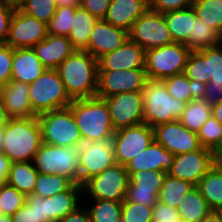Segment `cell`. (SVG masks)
Segmentation results:
<instances>
[{
    "label": "cell",
    "instance_id": "1",
    "mask_svg": "<svg viewBox=\"0 0 222 222\" xmlns=\"http://www.w3.org/2000/svg\"><path fill=\"white\" fill-rule=\"evenodd\" d=\"M56 70L72 100L96 96L98 60L89 52L75 50Z\"/></svg>",
    "mask_w": 222,
    "mask_h": 222
},
{
    "label": "cell",
    "instance_id": "2",
    "mask_svg": "<svg viewBox=\"0 0 222 222\" xmlns=\"http://www.w3.org/2000/svg\"><path fill=\"white\" fill-rule=\"evenodd\" d=\"M68 108L72 111L83 143L112 139L115 128L103 98L74 99Z\"/></svg>",
    "mask_w": 222,
    "mask_h": 222
},
{
    "label": "cell",
    "instance_id": "3",
    "mask_svg": "<svg viewBox=\"0 0 222 222\" xmlns=\"http://www.w3.org/2000/svg\"><path fill=\"white\" fill-rule=\"evenodd\" d=\"M2 153L11 161L29 162L42 144L41 127L37 116L29 118H11L4 127Z\"/></svg>",
    "mask_w": 222,
    "mask_h": 222
},
{
    "label": "cell",
    "instance_id": "4",
    "mask_svg": "<svg viewBox=\"0 0 222 222\" xmlns=\"http://www.w3.org/2000/svg\"><path fill=\"white\" fill-rule=\"evenodd\" d=\"M144 123L154 128L179 120L185 109V102L171 96L162 80L148 79L142 90Z\"/></svg>",
    "mask_w": 222,
    "mask_h": 222
},
{
    "label": "cell",
    "instance_id": "5",
    "mask_svg": "<svg viewBox=\"0 0 222 222\" xmlns=\"http://www.w3.org/2000/svg\"><path fill=\"white\" fill-rule=\"evenodd\" d=\"M29 89L30 103L36 116L67 108L72 103L56 69H45L34 82L29 84Z\"/></svg>",
    "mask_w": 222,
    "mask_h": 222
},
{
    "label": "cell",
    "instance_id": "6",
    "mask_svg": "<svg viewBox=\"0 0 222 222\" xmlns=\"http://www.w3.org/2000/svg\"><path fill=\"white\" fill-rule=\"evenodd\" d=\"M41 127L42 143L60 147L82 145V137L72 111L67 107L37 116Z\"/></svg>",
    "mask_w": 222,
    "mask_h": 222
},
{
    "label": "cell",
    "instance_id": "7",
    "mask_svg": "<svg viewBox=\"0 0 222 222\" xmlns=\"http://www.w3.org/2000/svg\"><path fill=\"white\" fill-rule=\"evenodd\" d=\"M78 146L60 147L42 143L32 163L38 173L63 175L79 184Z\"/></svg>",
    "mask_w": 222,
    "mask_h": 222
},
{
    "label": "cell",
    "instance_id": "8",
    "mask_svg": "<svg viewBox=\"0 0 222 222\" xmlns=\"http://www.w3.org/2000/svg\"><path fill=\"white\" fill-rule=\"evenodd\" d=\"M191 52L185 44L176 42L145 50L147 79L162 80L169 76L184 73Z\"/></svg>",
    "mask_w": 222,
    "mask_h": 222
},
{
    "label": "cell",
    "instance_id": "9",
    "mask_svg": "<svg viewBox=\"0 0 222 222\" xmlns=\"http://www.w3.org/2000/svg\"><path fill=\"white\" fill-rule=\"evenodd\" d=\"M129 182L126 167L115 163L82 184L83 199L123 202Z\"/></svg>",
    "mask_w": 222,
    "mask_h": 222
},
{
    "label": "cell",
    "instance_id": "10",
    "mask_svg": "<svg viewBox=\"0 0 222 222\" xmlns=\"http://www.w3.org/2000/svg\"><path fill=\"white\" fill-rule=\"evenodd\" d=\"M128 36L145 50L173 43L164 15L149 8L136 19Z\"/></svg>",
    "mask_w": 222,
    "mask_h": 222
},
{
    "label": "cell",
    "instance_id": "11",
    "mask_svg": "<svg viewBox=\"0 0 222 222\" xmlns=\"http://www.w3.org/2000/svg\"><path fill=\"white\" fill-rule=\"evenodd\" d=\"M154 140V129L145 123L115 131L112 137L115 162L125 166Z\"/></svg>",
    "mask_w": 222,
    "mask_h": 222
},
{
    "label": "cell",
    "instance_id": "12",
    "mask_svg": "<svg viewBox=\"0 0 222 222\" xmlns=\"http://www.w3.org/2000/svg\"><path fill=\"white\" fill-rule=\"evenodd\" d=\"M109 109L115 131L144 123L142 91H132L103 98Z\"/></svg>",
    "mask_w": 222,
    "mask_h": 222
},
{
    "label": "cell",
    "instance_id": "13",
    "mask_svg": "<svg viewBox=\"0 0 222 222\" xmlns=\"http://www.w3.org/2000/svg\"><path fill=\"white\" fill-rule=\"evenodd\" d=\"M147 80L145 69L98 70L96 96L104 98L125 92L142 91Z\"/></svg>",
    "mask_w": 222,
    "mask_h": 222
},
{
    "label": "cell",
    "instance_id": "14",
    "mask_svg": "<svg viewBox=\"0 0 222 222\" xmlns=\"http://www.w3.org/2000/svg\"><path fill=\"white\" fill-rule=\"evenodd\" d=\"M79 148V184L81 185L90 177L116 163L112 139L85 142Z\"/></svg>",
    "mask_w": 222,
    "mask_h": 222
},
{
    "label": "cell",
    "instance_id": "15",
    "mask_svg": "<svg viewBox=\"0 0 222 222\" xmlns=\"http://www.w3.org/2000/svg\"><path fill=\"white\" fill-rule=\"evenodd\" d=\"M47 35V24L24 13L21 9H15L6 44L12 48H32Z\"/></svg>",
    "mask_w": 222,
    "mask_h": 222
},
{
    "label": "cell",
    "instance_id": "16",
    "mask_svg": "<svg viewBox=\"0 0 222 222\" xmlns=\"http://www.w3.org/2000/svg\"><path fill=\"white\" fill-rule=\"evenodd\" d=\"M165 176V172L157 170L132 172L129 175L130 182L124 200L153 208L158 202Z\"/></svg>",
    "mask_w": 222,
    "mask_h": 222
},
{
    "label": "cell",
    "instance_id": "17",
    "mask_svg": "<svg viewBox=\"0 0 222 222\" xmlns=\"http://www.w3.org/2000/svg\"><path fill=\"white\" fill-rule=\"evenodd\" d=\"M154 139L174 155L193 152L202 146L196 132L188 130L179 120L153 128Z\"/></svg>",
    "mask_w": 222,
    "mask_h": 222
},
{
    "label": "cell",
    "instance_id": "18",
    "mask_svg": "<svg viewBox=\"0 0 222 222\" xmlns=\"http://www.w3.org/2000/svg\"><path fill=\"white\" fill-rule=\"evenodd\" d=\"M213 152L201 147L199 150L175 155L169 175L197 185L213 167Z\"/></svg>",
    "mask_w": 222,
    "mask_h": 222
},
{
    "label": "cell",
    "instance_id": "19",
    "mask_svg": "<svg viewBox=\"0 0 222 222\" xmlns=\"http://www.w3.org/2000/svg\"><path fill=\"white\" fill-rule=\"evenodd\" d=\"M145 69V49L130 38L98 59V70Z\"/></svg>",
    "mask_w": 222,
    "mask_h": 222
},
{
    "label": "cell",
    "instance_id": "20",
    "mask_svg": "<svg viewBox=\"0 0 222 222\" xmlns=\"http://www.w3.org/2000/svg\"><path fill=\"white\" fill-rule=\"evenodd\" d=\"M129 38L128 32L116 27L104 19H98L91 33L85 51L97 60L104 54L119 48Z\"/></svg>",
    "mask_w": 222,
    "mask_h": 222
},
{
    "label": "cell",
    "instance_id": "21",
    "mask_svg": "<svg viewBox=\"0 0 222 222\" xmlns=\"http://www.w3.org/2000/svg\"><path fill=\"white\" fill-rule=\"evenodd\" d=\"M174 160L175 155L154 140L147 149L130 160L125 167L128 175L141 170H157L168 174Z\"/></svg>",
    "mask_w": 222,
    "mask_h": 222
},
{
    "label": "cell",
    "instance_id": "22",
    "mask_svg": "<svg viewBox=\"0 0 222 222\" xmlns=\"http://www.w3.org/2000/svg\"><path fill=\"white\" fill-rule=\"evenodd\" d=\"M29 84L10 80L3 85L0 96L11 118L35 117L30 103Z\"/></svg>",
    "mask_w": 222,
    "mask_h": 222
},
{
    "label": "cell",
    "instance_id": "23",
    "mask_svg": "<svg viewBox=\"0 0 222 222\" xmlns=\"http://www.w3.org/2000/svg\"><path fill=\"white\" fill-rule=\"evenodd\" d=\"M32 49L46 69H56L76 50L67 36L50 34Z\"/></svg>",
    "mask_w": 222,
    "mask_h": 222
},
{
    "label": "cell",
    "instance_id": "24",
    "mask_svg": "<svg viewBox=\"0 0 222 222\" xmlns=\"http://www.w3.org/2000/svg\"><path fill=\"white\" fill-rule=\"evenodd\" d=\"M148 8V0H111L104 20L129 32L136 19Z\"/></svg>",
    "mask_w": 222,
    "mask_h": 222
},
{
    "label": "cell",
    "instance_id": "25",
    "mask_svg": "<svg viewBox=\"0 0 222 222\" xmlns=\"http://www.w3.org/2000/svg\"><path fill=\"white\" fill-rule=\"evenodd\" d=\"M45 69L32 48H13L11 80L30 84Z\"/></svg>",
    "mask_w": 222,
    "mask_h": 222
},
{
    "label": "cell",
    "instance_id": "26",
    "mask_svg": "<svg viewBox=\"0 0 222 222\" xmlns=\"http://www.w3.org/2000/svg\"><path fill=\"white\" fill-rule=\"evenodd\" d=\"M82 197V198H81ZM83 203V188L74 183L68 190L48 197L49 220L58 222Z\"/></svg>",
    "mask_w": 222,
    "mask_h": 222
},
{
    "label": "cell",
    "instance_id": "27",
    "mask_svg": "<svg viewBox=\"0 0 222 222\" xmlns=\"http://www.w3.org/2000/svg\"><path fill=\"white\" fill-rule=\"evenodd\" d=\"M163 15L173 42L186 44L189 34H193V27L197 18L194 8L191 6L186 9L167 12Z\"/></svg>",
    "mask_w": 222,
    "mask_h": 222
},
{
    "label": "cell",
    "instance_id": "28",
    "mask_svg": "<svg viewBox=\"0 0 222 222\" xmlns=\"http://www.w3.org/2000/svg\"><path fill=\"white\" fill-rule=\"evenodd\" d=\"M181 222H200L213 210L199 189L194 186L183 198L177 207Z\"/></svg>",
    "mask_w": 222,
    "mask_h": 222
},
{
    "label": "cell",
    "instance_id": "29",
    "mask_svg": "<svg viewBox=\"0 0 222 222\" xmlns=\"http://www.w3.org/2000/svg\"><path fill=\"white\" fill-rule=\"evenodd\" d=\"M97 20L96 17L81 7L75 9L68 39L76 50L86 49L90 40V33Z\"/></svg>",
    "mask_w": 222,
    "mask_h": 222
},
{
    "label": "cell",
    "instance_id": "30",
    "mask_svg": "<svg viewBox=\"0 0 222 222\" xmlns=\"http://www.w3.org/2000/svg\"><path fill=\"white\" fill-rule=\"evenodd\" d=\"M37 175L38 171L32 161L11 163L7 184L27 196L34 191Z\"/></svg>",
    "mask_w": 222,
    "mask_h": 222
},
{
    "label": "cell",
    "instance_id": "31",
    "mask_svg": "<svg viewBox=\"0 0 222 222\" xmlns=\"http://www.w3.org/2000/svg\"><path fill=\"white\" fill-rule=\"evenodd\" d=\"M196 187L213 211L222 207V168L213 165Z\"/></svg>",
    "mask_w": 222,
    "mask_h": 222
},
{
    "label": "cell",
    "instance_id": "32",
    "mask_svg": "<svg viewBox=\"0 0 222 222\" xmlns=\"http://www.w3.org/2000/svg\"><path fill=\"white\" fill-rule=\"evenodd\" d=\"M211 116V105L199 96L185 105L179 121L188 130L198 133L203 124Z\"/></svg>",
    "mask_w": 222,
    "mask_h": 222
},
{
    "label": "cell",
    "instance_id": "33",
    "mask_svg": "<svg viewBox=\"0 0 222 222\" xmlns=\"http://www.w3.org/2000/svg\"><path fill=\"white\" fill-rule=\"evenodd\" d=\"M192 183L166 174L158 195V201L177 208L185 195L194 187Z\"/></svg>",
    "mask_w": 222,
    "mask_h": 222
},
{
    "label": "cell",
    "instance_id": "34",
    "mask_svg": "<svg viewBox=\"0 0 222 222\" xmlns=\"http://www.w3.org/2000/svg\"><path fill=\"white\" fill-rule=\"evenodd\" d=\"M83 204H86L85 207L89 212L91 222H116L121 216L122 202L84 199Z\"/></svg>",
    "mask_w": 222,
    "mask_h": 222
},
{
    "label": "cell",
    "instance_id": "35",
    "mask_svg": "<svg viewBox=\"0 0 222 222\" xmlns=\"http://www.w3.org/2000/svg\"><path fill=\"white\" fill-rule=\"evenodd\" d=\"M219 36L220 33L217 30L197 17L193 27V34H189L185 46L191 51L213 47L218 45Z\"/></svg>",
    "mask_w": 222,
    "mask_h": 222
},
{
    "label": "cell",
    "instance_id": "36",
    "mask_svg": "<svg viewBox=\"0 0 222 222\" xmlns=\"http://www.w3.org/2000/svg\"><path fill=\"white\" fill-rule=\"evenodd\" d=\"M168 93L179 101H192L199 97V88L184 74H177L162 79Z\"/></svg>",
    "mask_w": 222,
    "mask_h": 222
},
{
    "label": "cell",
    "instance_id": "37",
    "mask_svg": "<svg viewBox=\"0 0 222 222\" xmlns=\"http://www.w3.org/2000/svg\"><path fill=\"white\" fill-rule=\"evenodd\" d=\"M75 182L63 175L38 173L37 181L32 194L41 197H52L55 194L68 190Z\"/></svg>",
    "mask_w": 222,
    "mask_h": 222
},
{
    "label": "cell",
    "instance_id": "38",
    "mask_svg": "<svg viewBox=\"0 0 222 222\" xmlns=\"http://www.w3.org/2000/svg\"><path fill=\"white\" fill-rule=\"evenodd\" d=\"M197 17L222 34V0H193Z\"/></svg>",
    "mask_w": 222,
    "mask_h": 222
},
{
    "label": "cell",
    "instance_id": "39",
    "mask_svg": "<svg viewBox=\"0 0 222 222\" xmlns=\"http://www.w3.org/2000/svg\"><path fill=\"white\" fill-rule=\"evenodd\" d=\"M199 52L203 55L204 86L211 80L222 81V49L215 45Z\"/></svg>",
    "mask_w": 222,
    "mask_h": 222
},
{
    "label": "cell",
    "instance_id": "40",
    "mask_svg": "<svg viewBox=\"0 0 222 222\" xmlns=\"http://www.w3.org/2000/svg\"><path fill=\"white\" fill-rule=\"evenodd\" d=\"M27 196L15 187L4 184L0 187V213L13 215L26 202Z\"/></svg>",
    "mask_w": 222,
    "mask_h": 222
},
{
    "label": "cell",
    "instance_id": "41",
    "mask_svg": "<svg viewBox=\"0 0 222 222\" xmlns=\"http://www.w3.org/2000/svg\"><path fill=\"white\" fill-rule=\"evenodd\" d=\"M76 8L57 7L54 16L47 24L48 34L68 37Z\"/></svg>",
    "mask_w": 222,
    "mask_h": 222
},
{
    "label": "cell",
    "instance_id": "42",
    "mask_svg": "<svg viewBox=\"0 0 222 222\" xmlns=\"http://www.w3.org/2000/svg\"><path fill=\"white\" fill-rule=\"evenodd\" d=\"M197 135L201 146L213 152L222 141V124L211 116L200 128Z\"/></svg>",
    "mask_w": 222,
    "mask_h": 222
},
{
    "label": "cell",
    "instance_id": "43",
    "mask_svg": "<svg viewBox=\"0 0 222 222\" xmlns=\"http://www.w3.org/2000/svg\"><path fill=\"white\" fill-rule=\"evenodd\" d=\"M55 0H26L20 8L24 13L48 24L56 12Z\"/></svg>",
    "mask_w": 222,
    "mask_h": 222
},
{
    "label": "cell",
    "instance_id": "44",
    "mask_svg": "<svg viewBox=\"0 0 222 222\" xmlns=\"http://www.w3.org/2000/svg\"><path fill=\"white\" fill-rule=\"evenodd\" d=\"M121 217L125 222H152V207L124 200Z\"/></svg>",
    "mask_w": 222,
    "mask_h": 222
},
{
    "label": "cell",
    "instance_id": "45",
    "mask_svg": "<svg viewBox=\"0 0 222 222\" xmlns=\"http://www.w3.org/2000/svg\"><path fill=\"white\" fill-rule=\"evenodd\" d=\"M184 74L201 89L204 86L203 55L199 51H192L188 57Z\"/></svg>",
    "mask_w": 222,
    "mask_h": 222
},
{
    "label": "cell",
    "instance_id": "46",
    "mask_svg": "<svg viewBox=\"0 0 222 222\" xmlns=\"http://www.w3.org/2000/svg\"><path fill=\"white\" fill-rule=\"evenodd\" d=\"M13 48L6 43H0V83L5 85L11 80Z\"/></svg>",
    "mask_w": 222,
    "mask_h": 222
},
{
    "label": "cell",
    "instance_id": "47",
    "mask_svg": "<svg viewBox=\"0 0 222 222\" xmlns=\"http://www.w3.org/2000/svg\"><path fill=\"white\" fill-rule=\"evenodd\" d=\"M149 9L158 13L186 9L192 6L193 0H148Z\"/></svg>",
    "mask_w": 222,
    "mask_h": 222
},
{
    "label": "cell",
    "instance_id": "48",
    "mask_svg": "<svg viewBox=\"0 0 222 222\" xmlns=\"http://www.w3.org/2000/svg\"><path fill=\"white\" fill-rule=\"evenodd\" d=\"M152 222H181L177 208L158 201L152 208Z\"/></svg>",
    "mask_w": 222,
    "mask_h": 222
},
{
    "label": "cell",
    "instance_id": "49",
    "mask_svg": "<svg viewBox=\"0 0 222 222\" xmlns=\"http://www.w3.org/2000/svg\"><path fill=\"white\" fill-rule=\"evenodd\" d=\"M26 203L34 208L39 222H51L49 220L48 197H41L36 194H29Z\"/></svg>",
    "mask_w": 222,
    "mask_h": 222
},
{
    "label": "cell",
    "instance_id": "50",
    "mask_svg": "<svg viewBox=\"0 0 222 222\" xmlns=\"http://www.w3.org/2000/svg\"><path fill=\"white\" fill-rule=\"evenodd\" d=\"M199 96L210 105L222 100V81L211 80L199 90Z\"/></svg>",
    "mask_w": 222,
    "mask_h": 222
},
{
    "label": "cell",
    "instance_id": "51",
    "mask_svg": "<svg viewBox=\"0 0 222 222\" xmlns=\"http://www.w3.org/2000/svg\"><path fill=\"white\" fill-rule=\"evenodd\" d=\"M111 0H80V7L97 19H104Z\"/></svg>",
    "mask_w": 222,
    "mask_h": 222
},
{
    "label": "cell",
    "instance_id": "52",
    "mask_svg": "<svg viewBox=\"0 0 222 222\" xmlns=\"http://www.w3.org/2000/svg\"><path fill=\"white\" fill-rule=\"evenodd\" d=\"M15 9L0 0V43H6L9 36V28Z\"/></svg>",
    "mask_w": 222,
    "mask_h": 222
},
{
    "label": "cell",
    "instance_id": "53",
    "mask_svg": "<svg viewBox=\"0 0 222 222\" xmlns=\"http://www.w3.org/2000/svg\"><path fill=\"white\" fill-rule=\"evenodd\" d=\"M11 218L12 222H39L34 208H31L26 202L11 215Z\"/></svg>",
    "mask_w": 222,
    "mask_h": 222
},
{
    "label": "cell",
    "instance_id": "54",
    "mask_svg": "<svg viewBox=\"0 0 222 222\" xmlns=\"http://www.w3.org/2000/svg\"><path fill=\"white\" fill-rule=\"evenodd\" d=\"M85 204L80 205L76 210L68 213L58 222H91L89 212Z\"/></svg>",
    "mask_w": 222,
    "mask_h": 222
},
{
    "label": "cell",
    "instance_id": "55",
    "mask_svg": "<svg viewBox=\"0 0 222 222\" xmlns=\"http://www.w3.org/2000/svg\"><path fill=\"white\" fill-rule=\"evenodd\" d=\"M11 161L2 152H0V187L7 184V177L10 170Z\"/></svg>",
    "mask_w": 222,
    "mask_h": 222
},
{
    "label": "cell",
    "instance_id": "56",
    "mask_svg": "<svg viewBox=\"0 0 222 222\" xmlns=\"http://www.w3.org/2000/svg\"><path fill=\"white\" fill-rule=\"evenodd\" d=\"M10 119L11 117L8 115L0 96V129L4 128L9 123Z\"/></svg>",
    "mask_w": 222,
    "mask_h": 222
},
{
    "label": "cell",
    "instance_id": "57",
    "mask_svg": "<svg viewBox=\"0 0 222 222\" xmlns=\"http://www.w3.org/2000/svg\"><path fill=\"white\" fill-rule=\"evenodd\" d=\"M214 165L222 168V141L213 151Z\"/></svg>",
    "mask_w": 222,
    "mask_h": 222
},
{
    "label": "cell",
    "instance_id": "58",
    "mask_svg": "<svg viewBox=\"0 0 222 222\" xmlns=\"http://www.w3.org/2000/svg\"><path fill=\"white\" fill-rule=\"evenodd\" d=\"M212 116L222 124V100L219 103L211 105Z\"/></svg>",
    "mask_w": 222,
    "mask_h": 222
},
{
    "label": "cell",
    "instance_id": "59",
    "mask_svg": "<svg viewBox=\"0 0 222 222\" xmlns=\"http://www.w3.org/2000/svg\"><path fill=\"white\" fill-rule=\"evenodd\" d=\"M57 7H80V0H55Z\"/></svg>",
    "mask_w": 222,
    "mask_h": 222
},
{
    "label": "cell",
    "instance_id": "60",
    "mask_svg": "<svg viewBox=\"0 0 222 222\" xmlns=\"http://www.w3.org/2000/svg\"><path fill=\"white\" fill-rule=\"evenodd\" d=\"M6 5L14 8L20 9L26 2V0H2Z\"/></svg>",
    "mask_w": 222,
    "mask_h": 222
},
{
    "label": "cell",
    "instance_id": "61",
    "mask_svg": "<svg viewBox=\"0 0 222 222\" xmlns=\"http://www.w3.org/2000/svg\"><path fill=\"white\" fill-rule=\"evenodd\" d=\"M200 222H220L217 214L212 211L209 215L204 217Z\"/></svg>",
    "mask_w": 222,
    "mask_h": 222
},
{
    "label": "cell",
    "instance_id": "62",
    "mask_svg": "<svg viewBox=\"0 0 222 222\" xmlns=\"http://www.w3.org/2000/svg\"><path fill=\"white\" fill-rule=\"evenodd\" d=\"M0 222H12L11 215H5L0 213Z\"/></svg>",
    "mask_w": 222,
    "mask_h": 222
},
{
    "label": "cell",
    "instance_id": "63",
    "mask_svg": "<svg viewBox=\"0 0 222 222\" xmlns=\"http://www.w3.org/2000/svg\"><path fill=\"white\" fill-rule=\"evenodd\" d=\"M4 128L0 129V152H2V148H3V142L4 140Z\"/></svg>",
    "mask_w": 222,
    "mask_h": 222
},
{
    "label": "cell",
    "instance_id": "64",
    "mask_svg": "<svg viewBox=\"0 0 222 222\" xmlns=\"http://www.w3.org/2000/svg\"><path fill=\"white\" fill-rule=\"evenodd\" d=\"M214 212L217 214V216H218L220 222H222V207H220V208L214 210Z\"/></svg>",
    "mask_w": 222,
    "mask_h": 222
},
{
    "label": "cell",
    "instance_id": "65",
    "mask_svg": "<svg viewBox=\"0 0 222 222\" xmlns=\"http://www.w3.org/2000/svg\"><path fill=\"white\" fill-rule=\"evenodd\" d=\"M218 46L222 49V34L219 36Z\"/></svg>",
    "mask_w": 222,
    "mask_h": 222
},
{
    "label": "cell",
    "instance_id": "66",
    "mask_svg": "<svg viewBox=\"0 0 222 222\" xmlns=\"http://www.w3.org/2000/svg\"><path fill=\"white\" fill-rule=\"evenodd\" d=\"M116 222H125V221H124L123 218L120 216V217L116 220Z\"/></svg>",
    "mask_w": 222,
    "mask_h": 222
},
{
    "label": "cell",
    "instance_id": "67",
    "mask_svg": "<svg viewBox=\"0 0 222 222\" xmlns=\"http://www.w3.org/2000/svg\"><path fill=\"white\" fill-rule=\"evenodd\" d=\"M2 88H3V85L0 83V91L2 90Z\"/></svg>",
    "mask_w": 222,
    "mask_h": 222
}]
</instances>
